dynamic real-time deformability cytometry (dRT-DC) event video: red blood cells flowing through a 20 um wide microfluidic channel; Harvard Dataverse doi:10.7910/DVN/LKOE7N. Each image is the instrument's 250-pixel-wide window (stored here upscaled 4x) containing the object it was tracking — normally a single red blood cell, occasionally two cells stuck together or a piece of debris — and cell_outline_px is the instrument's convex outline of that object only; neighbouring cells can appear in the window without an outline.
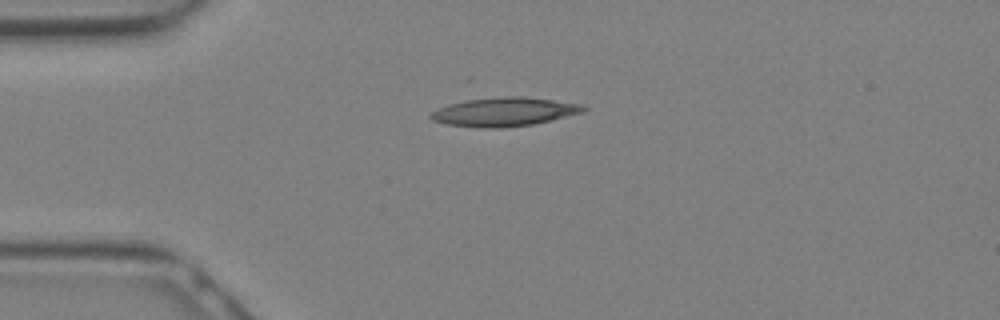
{"species": "Egyptian fruit bat (a non-hibernating species)", "species_latin": "Rousettus aegyptiacus", "temperature_condition": "warm", "stored_images_in_passage": 8, "camera_frame_rate_fps": 3000, "um_per_image_px": 0.085, "animal": {"sex": "female"}, "frame": {"image": 1, "passage_image": 1, "time_ms": 0.0, "image_size_px": [1000, 320], "cell_outline_px": [[588, 108], [584, 112], [552, 120], [532, 124], [500, 128], [484, 128], [448, 124], [432, 120], [428, 116], [432, 112], [448, 104], [468, 100], [504, 96], [520, 96], [584, 104]], "centroid_in_image_um": [42.91, 9.5], "position_along_channel_um": 42.1, "area_um2": 25.43}}
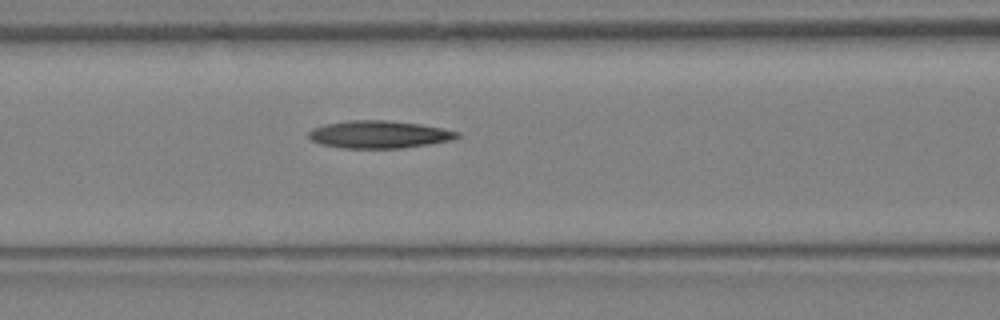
{"frame": {"image": 2, "passage_image": 6, "time_ms": 1.667, "image_size_px": [1000, 320], "cell_outline_px": [[460, 136], [452, 140], [428, 144], [400, 148], [344, 148], [324, 144], [312, 140], [308, 136], [308, 132], [312, 128], [328, 124], [348, 120], [388, 120], [420, 124], [460, 132]], "centroid_in_image_um": [32.24, 11.42], "position_along_channel_um": 134.4, "area_um2": 23.58}}
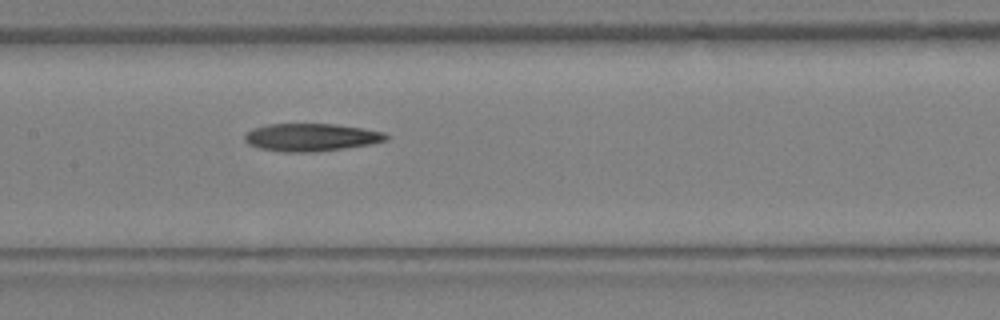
{"frame": {"image": 3, "passage_image": 8, "time_ms": 2.333, "image_size_px": [1000, 320], "cell_outline_px": [[388, 140], [368, 144], [344, 148], [312, 152], [284, 152], [260, 148], [248, 144], [244, 140], [244, 136], [252, 128], [268, 124], [336, 124], [384, 132], [388, 136]], "centroid_in_image_um": [26.41, 11.67], "position_along_channel_um": 181.0, "area_um2": 22.66}}